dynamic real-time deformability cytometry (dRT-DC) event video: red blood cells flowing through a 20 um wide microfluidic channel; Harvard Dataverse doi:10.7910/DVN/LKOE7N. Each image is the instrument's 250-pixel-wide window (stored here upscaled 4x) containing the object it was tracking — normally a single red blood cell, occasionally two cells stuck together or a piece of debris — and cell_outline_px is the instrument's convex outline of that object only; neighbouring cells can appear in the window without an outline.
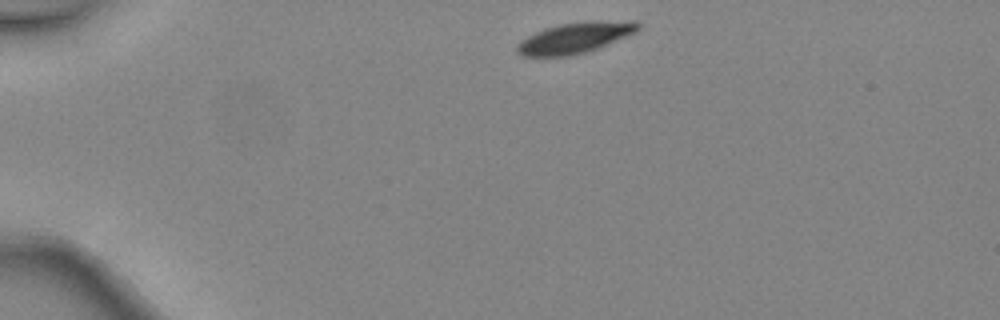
{"species": "common noctule bat (a hibernating species)", "species_latin": "Nyctalus noctula", "temperature_condition": "warm", "stored_images_in_passage": 3, "camera_frame_rate_fps": 3000, "um_per_image_px": 0.085, "animal": {"sex": "female", "body_mass_g": 24.6, "forearm_length_mm": 56.2}, "frame": {"image": 1, "passage_image": 1, "time_ms": 0.0, "image_size_px": [1000, 320], "cell_outline_px": [[640, 28], [636, 32], [596, 48], [584, 52], [568, 56], [520, 56], [516, 52], [516, 44], [520, 40], [536, 32], [560, 24], [592, 20], [636, 20], [640, 24]], "centroid_in_image_um": [48.88, 3.19], "position_along_channel_um": 36.1, "area_um2": 21.68}}
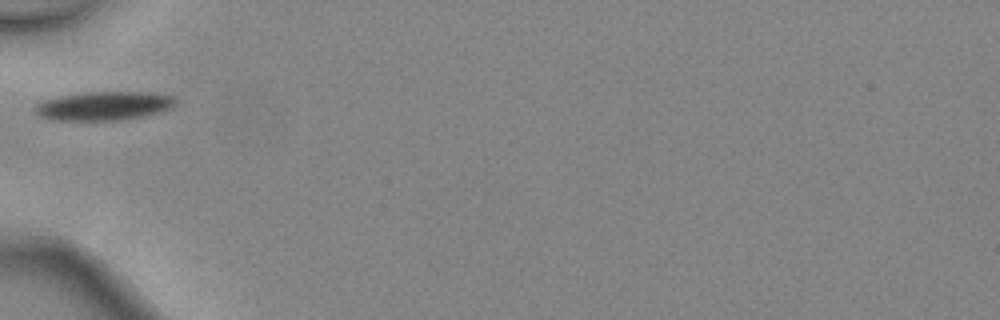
{"frame": {"image": 2, "passage_image": 3, "time_ms": 0.667, "image_size_px": [1000, 320], "cell_outline_px": [[176, 104], [172, 108], [160, 112], [144, 116], [120, 120], [52, 120], [40, 116], [32, 112], [32, 108], [40, 100], [60, 96], [88, 92], [152, 92], [172, 96], [176, 100]], "centroid_in_image_um": [8.79, 9.0], "position_along_channel_um": 76.2, "area_um2": 23.87}}